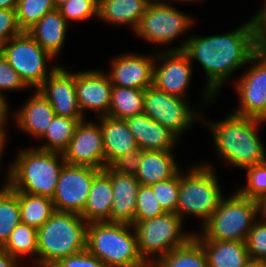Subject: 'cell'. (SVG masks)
<instances>
[{
    "label": "cell",
    "mask_w": 266,
    "mask_h": 267,
    "mask_svg": "<svg viewBox=\"0 0 266 267\" xmlns=\"http://www.w3.org/2000/svg\"><path fill=\"white\" fill-rule=\"evenodd\" d=\"M183 50L203 67L208 82L204 88V101L210 103L221 85L234 71L248 64L257 53L252 19L237 29L219 35L191 36L183 44L166 51Z\"/></svg>",
    "instance_id": "6da1fadb"
},
{
    "label": "cell",
    "mask_w": 266,
    "mask_h": 267,
    "mask_svg": "<svg viewBox=\"0 0 266 267\" xmlns=\"http://www.w3.org/2000/svg\"><path fill=\"white\" fill-rule=\"evenodd\" d=\"M260 119L229 114L225 120L209 124L218 155L237 168L246 169L266 160V149L257 127Z\"/></svg>",
    "instance_id": "7a4b0ae2"
},
{
    "label": "cell",
    "mask_w": 266,
    "mask_h": 267,
    "mask_svg": "<svg viewBox=\"0 0 266 267\" xmlns=\"http://www.w3.org/2000/svg\"><path fill=\"white\" fill-rule=\"evenodd\" d=\"M17 154L6 174V183L17 192L52 198L66 163L63 154L38 148L21 149Z\"/></svg>",
    "instance_id": "3957f363"
},
{
    "label": "cell",
    "mask_w": 266,
    "mask_h": 267,
    "mask_svg": "<svg viewBox=\"0 0 266 267\" xmlns=\"http://www.w3.org/2000/svg\"><path fill=\"white\" fill-rule=\"evenodd\" d=\"M87 225L80 214L55 211L37 229V264L54 265L86 250Z\"/></svg>",
    "instance_id": "277c9868"
},
{
    "label": "cell",
    "mask_w": 266,
    "mask_h": 267,
    "mask_svg": "<svg viewBox=\"0 0 266 267\" xmlns=\"http://www.w3.org/2000/svg\"><path fill=\"white\" fill-rule=\"evenodd\" d=\"M86 249L106 267H149L139 254L136 234L130 224L88 223Z\"/></svg>",
    "instance_id": "5b68a950"
},
{
    "label": "cell",
    "mask_w": 266,
    "mask_h": 267,
    "mask_svg": "<svg viewBox=\"0 0 266 267\" xmlns=\"http://www.w3.org/2000/svg\"><path fill=\"white\" fill-rule=\"evenodd\" d=\"M259 214L258 202L237 191L223 197L212 216L202 223V233H193L195 239L246 242L249 231Z\"/></svg>",
    "instance_id": "8992f818"
},
{
    "label": "cell",
    "mask_w": 266,
    "mask_h": 267,
    "mask_svg": "<svg viewBox=\"0 0 266 267\" xmlns=\"http://www.w3.org/2000/svg\"><path fill=\"white\" fill-rule=\"evenodd\" d=\"M187 172L186 175L180 170L176 214L182 219L186 214L194 215L205 223L217 210L224 195L210 163L193 165Z\"/></svg>",
    "instance_id": "52a82bcc"
},
{
    "label": "cell",
    "mask_w": 266,
    "mask_h": 267,
    "mask_svg": "<svg viewBox=\"0 0 266 267\" xmlns=\"http://www.w3.org/2000/svg\"><path fill=\"white\" fill-rule=\"evenodd\" d=\"M183 222L176 213L166 212L145 221L134 222L132 226L137 238L138 251L149 267L171 250L183 246L194 236L192 232L182 231Z\"/></svg>",
    "instance_id": "ba28073f"
},
{
    "label": "cell",
    "mask_w": 266,
    "mask_h": 267,
    "mask_svg": "<svg viewBox=\"0 0 266 267\" xmlns=\"http://www.w3.org/2000/svg\"><path fill=\"white\" fill-rule=\"evenodd\" d=\"M1 52L29 88L38 89L58 67L54 65L50 71L46 69L47 61L55 58L45 51L27 31H22L7 41L1 47Z\"/></svg>",
    "instance_id": "9c48e42d"
},
{
    "label": "cell",
    "mask_w": 266,
    "mask_h": 267,
    "mask_svg": "<svg viewBox=\"0 0 266 267\" xmlns=\"http://www.w3.org/2000/svg\"><path fill=\"white\" fill-rule=\"evenodd\" d=\"M165 1L150 2L135 29L136 35L155 44H168L187 32L193 19Z\"/></svg>",
    "instance_id": "30bf717a"
},
{
    "label": "cell",
    "mask_w": 266,
    "mask_h": 267,
    "mask_svg": "<svg viewBox=\"0 0 266 267\" xmlns=\"http://www.w3.org/2000/svg\"><path fill=\"white\" fill-rule=\"evenodd\" d=\"M187 103L186 99L160 91L152 85L144 90L143 113L180 138L198 117L203 118Z\"/></svg>",
    "instance_id": "8fae6325"
},
{
    "label": "cell",
    "mask_w": 266,
    "mask_h": 267,
    "mask_svg": "<svg viewBox=\"0 0 266 267\" xmlns=\"http://www.w3.org/2000/svg\"><path fill=\"white\" fill-rule=\"evenodd\" d=\"M100 171L91 166L65 163L52 197L55 211L81 214L85 208L93 178Z\"/></svg>",
    "instance_id": "7c38bea8"
},
{
    "label": "cell",
    "mask_w": 266,
    "mask_h": 267,
    "mask_svg": "<svg viewBox=\"0 0 266 267\" xmlns=\"http://www.w3.org/2000/svg\"><path fill=\"white\" fill-rule=\"evenodd\" d=\"M251 67L235 82L239 105L233 113L266 121V55L256 53Z\"/></svg>",
    "instance_id": "4fadbf2b"
},
{
    "label": "cell",
    "mask_w": 266,
    "mask_h": 267,
    "mask_svg": "<svg viewBox=\"0 0 266 267\" xmlns=\"http://www.w3.org/2000/svg\"><path fill=\"white\" fill-rule=\"evenodd\" d=\"M192 62L193 60L191 61L183 50L156 51L153 86L160 91L185 99L186 88L192 76Z\"/></svg>",
    "instance_id": "5bb4252c"
},
{
    "label": "cell",
    "mask_w": 266,
    "mask_h": 267,
    "mask_svg": "<svg viewBox=\"0 0 266 267\" xmlns=\"http://www.w3.org/2000/svg\"><path fill=\"white\" fill-rule=\"evenodd\" d=\"M62 154L67 164L86 165L103 170L105 154L99 124L80 121L67 149Z\"/></svg>",
    "instance_id": "9a60e30c"
},
{
    "label": "cell",
    "mask_w": 266,
    "mask_h": 267,
    "mask_svg": "<svg viewBox=\"0 0 266 267\" xmlns=\"http://www.w3.org/2000/svg\"><path fill=\"white\" fill-rule=\"evenodd\" d=\"M112 87L108 74L103 71L75 72L77 103L83 116L86 109L99 113L96 117L108 116Z\"/></svg>",
    "instance_id": "2e32d148"
},
{
    "label": "cell",
    "mask_w": 266,
    "mask_h": 267,
    "mask_svg": "<svg viewBox=\"0 0 266 267\" xmlns=\"http://www.w3.org/2000/svg\"><path fill=\"white\" fill-rule=\"evenodd\" d=\"M57 116L84 118L77 103L75 73L58 66L38 88Z\"/></svg>",
    "instance_id": "e0dca14e"
},
{
    "label": "cell",
    "mask_w": 266,
    "mask_h": 267,
    "mask_svg": "<svg viewBox=\"0 0 266 267\" xmlns=\"http://www.w3.org/2000/svg\"><path fill=\"white\" fill-rule=\"evenodd\" d=\"M155 52L151 56L121 54L112 60L109 78L113 86L145 90L153 85Z\"/></svg>",
    "instance_id": "ac0fdd59"
},
{
    "label": "cell",
    "mask_w": 266,
    "mask_h": 267,
    "mask_svg": "<svg viewBox=\"0 0 266 267\" xmlns=\"http://www.w3.org/2000/svg\"><path fill=\"white\" fill-rule=\"evenodd\" d=\"M103 171L110 177L113 186L111 222L133 225L135 222L136 198L140 183L134 175L122 174L109 166Z\"/></svg>",
    "instance_id": "d6986e66"
},
{
    "label": "cell",
    "mask_w": 266,
    "mask_h": 267,
    "mask_svg": "<svg viewBox=\"0 0 266 267\" xmlns=\"http://www.w3.org/2000/svg\"><path fill=\"white\" fill-rule=\"evenodd\" d=\"M140 150L174 151L178 137L145 113L124 119Z\"/></svg>",
    "instance_id": "ffe728a7"
},
{
    "label": "cell",
    "mask_w": 266,
    "mask_h": 267,
    "mask_svg": "<svg viewBox=\"0 0 266 267\" xmlns=\"http://www.w3.org/2000/svg\"><path fill=\"white\" fill-rule=\"evenodd\" d=\"M97 119H99L103 138L105 168L124 153L139 149L137 141L124 119H115L109 116L98 117Z\"/></svg>",
    "instance_id": "44dd1931"
},
{
    "label": "cell",
    "mask_w": 266,
    "mask_h": 267,
    "mask_svg": "<svg viewBox=\"0 0 266 267\" xmlns=\"http://www.w3.org/2000/svg\"><path fill=\"white\" fill-rule=\"evenodd\" d=\"M23 105L15 113L17 127L39 139L45 133L56 114L51 104L38 89H35V92Z\"/></svg>",
    "instance_id": "7402d4cb"
},
{
    "label": "cell",
    "mask_w": 266,
    "mask_h": 267,
    "mask_svg": "<svg viewBox=\"0 0 266 267\" xmlns=\"http://www.w3.org/2000/svg\"><path fill=\"white\" fill-rule=\"evenodd\" d=\"M68 26L60 11L54 9L46 13L27 32L55 58L64 45Z\"/></svg>",
    "instance_id": "603a6c76"
},
{
    "label": "cell",
    "mask_w": 266,
    "mask_h": 267,
    "mask_svg": "<svg viewBox=\"0 0 266 267\" xmlns=\"http://www.w3.org/2000/svg\"><path fill=\"white\" fill-rule=\"evenodd\" d=\"M113 202V186L110 177L101 170L94 178L91 189L80 214L87 222H111V206Z\"/></svg>",
    "instance_id": "cb8c5ba5"
},
{
    "label": "cell",
    "mask_w": 266,
    "mask_h": 267,
    "mask_svg": "<svg viewBox=\"0 0 266 267\" xmlns=\"http://www.w3.org/2000/svg\"><path fill=\"white\" fill-rule=\"evenodd\" d=\"M173 151L141 150L135 177L141 185H151L173 177L179 170Z\"/></svg>",
    "instance_id": "d4e9b609"
},
{
    "label": "cell",
    "mask_w": 266,
    "mask_h": 267,
    "mask_svg": "<svg viewBox=\"0 0 266 267\" xmlns=\"http://www.w3.org/2000/svg\"><path fill=\"white\" fill-rule=\"evenodd\" d=\"M196 240L204 249L209 267H245L250 262L246 242Z\"/></svg>",
    "instance_id": "484cf974"
},
{
    "label": "cell",
    "mask_w": 266,
    "mask_h": 267,
    "mask_svg": "<svg viewBox=\"0 0 266 267\" xmlns=\"http://www.w3.org/2000/svg\"><path fill=\"white\" fill-rule=\"evenodd\" d=\"M150 0H99L98 18L109 24L137 28Z\"/></svg>",
    "instance_id": "4316f807"
},
{
    "label": "cell",
    "mask_w": 266,
    "mask_h": 267,
    "mask_svg": "<svg viewBox=\"0 0 266 267\" xmlns=\"http://www.w3.org/2000/svg\"><path fill=\"white\" fill-rule=\"evenodd\" d=\"M144 109V90L113 86L108 116L115 119L142 114Z\"/></svg>",
    "instance_id": "83f0119b"
},
{
    "label": "cell",
    "mask_w": 266,
    "mask_h": 267,
    "mask_svg": "<svg viewBox=\"0 0 266 267\" xmlns=\"http://www.w3.org/2000/svg\"><path fill=\"white\" fill-rule=\"evenodd\" d=\"M21 223L40 228L55 212L52 198L18 192Z\"/></svg>",
    "instance_id": "f1b7e54d"
},
{
    "label": "cell",
    "mask_w": 266,
    "mask_h": 267,
    "mask_svg": "<svg viewBox=\"0 0 266 267\" xmlns=\"http://www.w3.org/2000/svg\"><path fill=\"white\" fill-rule=\"evenodd\" d=\"M82 120H85V118H67L55 115L45 133L40 137V139L47 140L46 143L36 148L63 153L67 149L77 125Z\"/></svg>",
    "instance_id": "f546056e"
},
{
    "label": "cell",
    "mask_w": 266,
    "mask_h": 267,
    "mask_svg": "<svg viewBox=\"0 0 266 267\" xmlns=\"http://www.w3.org/2000/svg\"><path fill=\"white\" fill-rule=\"evenodd\" d=\"M151 267H209L202 245L192 237L183 246L171 250Z\"/></svg>",
    "instance_id": "4dcf8cb0"
},
{
    "label": "cell",
    "mask_w": 266,
    "mask_h": 267,
    "mask_svg": "<svg viewBox=\"0 0 266 267\" xmlns=\"http://www.w3.org/2000/svg\"><path fill=\"white\" fill-rule=\"evenodd\" d=\"M20 223L18 192L5 182L0 189V248L8 240L13 229Z\"/></svg>",
    "instance_id": "1f68e13d"
},
{
    "label": "cell",
    "mask_w": 266,
    "mask_h": 267,
    "mask_svg": "<svg viewBox=\"0 0 266 267\" xmlns=\"http://www.w3.org/2000/svg\"><path fill=\"white\" fill-rule=\"evenodd\" d=\"M1 249L19 262V257L36 255L33 262L37 264V229L24 223L18 224Z\"/></svg>",
    "instance_id": "d6a6232c"
},
{
    "label": "cell",
    "mask_w": 266,
    "mask_h": 267,
    "mask_svg": "<svg viewBox=\"0 0 266 267\" xmlns=\"http://www.w3.org/2000/svg\"><path fill=\"white\" fill-rule=\"evenodd\" d=\"M54 9L53 0H19L16 7L17 24L22 31H27Z\"/></svg>",
    "instance_id": "836d02e7"
},
{
    "label": "cell",
    "mask_w": 266,
    "mask_h": 267,
    "mask_svg": "<svg viewBox=\"0 0 266 267\" xmlns=\"http://www.w3.org/2000/svg\"><path fill=\"white\" fill-rule=\"evenodd\" d=\"M150 186L164 212L176 213L180 188V170L173 177Z\"/></svg>",
    "instance_id": "e575fe53"
},
{
    "label": "cell",
    "mask_w": 266,
    "mask_h": 267,
    "mask_svg": "<svg viewBox=\"0 0 266 267\" xmlns=\"http://www.w3.org/2000/svg\"><path fill=\"white\" fill-rule=\"evenodd\" d=\"M165 212L150 185H140L136 198L135 222L145 221Z\"/></svg>",
    "instance_id": "d590c367"
},
{
    "label": "cell",
    "mask_w": 266,
    "mask_h": 267,
    "mask_svg": "<svg viewBox=\"0 0 266 267\" xmlns=\"http://www.w3.org/2000/svg\"><path fill=\"white\" fill-rule=\"evenodd\" d=\"M99 0H69L58 10L66 22L84 21L95 15L98 18Z\"/></svg>",
    "instance_id": "8d00e7d4"
},
{
    "label": "cell",
    "mask_w": 266,
    "mask_h": 267,
    "mask_svg": "<svg viewBox=\"0 0 266 267\" xmlns=\"http://www.w3.org/2000/svg\"><path fill=\"white\" fill-rule=\"evenodd\" d=\"M245 170L248 175V183L238 189L237 192L244 197L257 201L266 192V160Z\"/></svg>",
    "instance_id": "74e56055"
},
{
    "label": "cell",
    "mask_w": 266,
    "mask_h": 267,
    "mask_svg": "<svg viewBox=\"0 0 266 267\" xmlns=\"http://www.w3.org/2000/svg\"><path fill=\"white\" fill-rule=\"evenodd\" d=\"M261 218L254 222L246 244L250 260L266 262V217Z\"/></svg>",
    "instance_id": "f35d334b"
},
{
    "label": "cell",
    "mask_w": 266,
    "mask_h": 267,
    "mask_svg": "<svg viewBox=\"0 0 266 267\" xmlns=\"http://www.w3.org/2000/svg\"><path fill=\"white\" fill-rule=\"evenodd\" d=\"M29 88L20 78L14 68L10 66L6 57L0 52V94L5 90H20ZM3 90V91H2Z\"/></svg>",
    "instance_id": "ab89813d"
},
{
    "label": "cell",
    "mask_w": 266,
    "mask_h": 267,
    "mask_svg": "<svg viewBox=\"0 0 266 267\" xmlns=\"http://www.w3.org/2000/svg\"><path fill=\"white\" fill-rule=\"evenodd\" d=\"M21 32L16 20V9H0V48Z\"/></svg>",
    "instance_id": "60d3db41"
},
{
    "label": "cell",
    "mask_w": 266,
    "mask_h": 267,
    "mask_svg": "<svg viewBox=\"0 0 266 267\" xmlns=\"http://www.w3.org/2000/svg\"><path fill=\"white\" fill-rule=\"evenodd\" d=\"M141 163V150L128 151L116 158L109 167L119 173L136 175Z\"/></svg>",
    "instance_id": "b9f144b4"
},
{
    "label": "cell",
    "mask_w": 266,
    "mask_h": 267,
    "mask_svg": "<svg viewBox=\"0 0 266 267\" xmlns=\"http://www.w3.org/2000/svg\"><path fill=\"white\" fill-rule=\"evenodd\" d=\"M54 267H106L105 264L92 255L87 249L58 260Z\"/></svg>",
    "instance_id": "7bdbcfd3"
},
{
    "label": "cell",
    "mask_w": 266,
    "mask_h": 267,
    "mask_svg": "<svg viewBox=\"0 0 266 267\" xmlns=\"http://www.w3.org/2000/svg\"><path fill=\"white\" fill-rule=\"evenodd\" d=\"M251 19L255 30L256 51L266 55V3Z\"/></svg>",
    "instance_id": "ee69618b"
},
{
    "label": "cell",
    "mask_w": 266,
    "mask_h": 267,
    "mask_svg": "<svg viewBox=\"0 0 266 267\" xmlns=\"http://www.w3.org/2000/svg\"><path fill=\"white\" fill-rule=\"evenodd\" d=\"M17 261L19 260L0 248V267H18Z\"/></svg>",
    "instance_id": "f6af8a7d"
},
{
    "label": "cell",
    "mask_w": 266,
    "mask_h": 267,
    "mask_svg": "<svg viewBox=\"0 0 266 267\" xmlns=\"http://www.w3.org/2000/svg\"><path fill=\"white\" fill-rule=\"evenodd\" d=\"M8 110L9 106L6 101V96L0 94V121H8Z\"/></svg>",
    "instance_id": "bcb514c9"
},
{
    "label": "cell",
    "mask_w": 266,
    "mask_h": 267,
    "mask_svg": "<svg viewBox=\"0 0 266 267\" xmlns=\"http://www.w3.org/2000/svg\"><path fill=\"white\" fill-rule=\"evenodd\" d=\"M7 121H0V165H1V158L3 157V152H4V145L6 143V129H5V125H6ZM1 169V168H0Z\"/></svg>",
    "instance_id": "7dc6e473"
},
{
    "label": "cell",
    "mask_w": 266,
    "mask_h": 267,
    "mask_svg": "<svg viewBox=\"0 0 266 267\" xmlns=\"http://www.w3.org/2000/svg\"><path fill=\"white\" fill-rule=\"evenodd\" d=\"M259 214L266 217V192L257 200Z\"/></svg>",
    "instance_id": "c3c4849f"
},
{
    "label": "cell",
    "mask_w": 266,
    "mask_h": 267,
    "mask_svg": "<svg viewBox=\"0 0 266 267\" xmlns=\"http://www.w3.org/2000/svg\"><path fill=\"white\" fill-rule=\"evenodd\" d=\"M19 0H0V9H16Z\"/></svg>",
    "instance_id": "681fc988"
},
{
    "label": "cell",
    "mask_w": 266,
    "mask_h": 267,
    "mask_svg": "<svg viewBox=\"0 0 266 267\" xmlns=\"http://www.w3.org/2000/svg\"><path fill=\"white\" fill-rule=\"evenodd\" d=\"M245 267H266V262L250 260V262Z\"/></svg>",
    "instance_id": "f907efd6"
},
{
    "label": "cell",
    "mask_w": 266,
    "mask_h": 267,
    "mask_svg": "<svg viewBox=\"0 0 266 267\" xmlns=\"http://www.w3.org/2000/svg\"><path fill=\"white\" fill-rule=\"evenodd\" d=\"M68 1L69 0H53L56 9H58L61 5L65 4Z\"/></svg>",
    "instance_id": "816d5d0a"
},
{
    "label": "cell",
    "mask_w": 266,
    "mask_h": 267,
    "mask_svg": "<svg viewBox=\"0 0 266 267\" xmlns=\"http://www.w3.org/2000/svg\"><path fill=\"white\" fill-rule=\"evenodd\" d=\"M33 267H54L53 265H39V264H35V266Z\"/></svg>",
    "instance_id": "f5cc1de1"
},
{
    "label": "cell",
    "mask_w": 266,
    "mask_h": 267,
    "mask_svg": "<svg viewBox=\"0 0 266 267\" xmlns=\"http://www.w3.org/2000/svg\"><path fill=\"white\" fill-rule=\"evenodd\" d=\"M178 1H181V2H183V1H186V2H195L197 0H178Z\"/></svg>",
    "instance_id": "db71d44e"
},
{
    "label": "cell",
    "mask_w": 266,
    "mask_h": 267,
    "mask_svg": "<svg viewBox=\"0 0 266 267\" xmlns=\"http://www.w3.org/2000/svg\"><path fill=\"white\" fill-rule=\"evenodd\" d=\"M151 2H160V1H163V0H150Z\"/></svg>",
    "instance_id": "11a10c76"
}]
</instances>
